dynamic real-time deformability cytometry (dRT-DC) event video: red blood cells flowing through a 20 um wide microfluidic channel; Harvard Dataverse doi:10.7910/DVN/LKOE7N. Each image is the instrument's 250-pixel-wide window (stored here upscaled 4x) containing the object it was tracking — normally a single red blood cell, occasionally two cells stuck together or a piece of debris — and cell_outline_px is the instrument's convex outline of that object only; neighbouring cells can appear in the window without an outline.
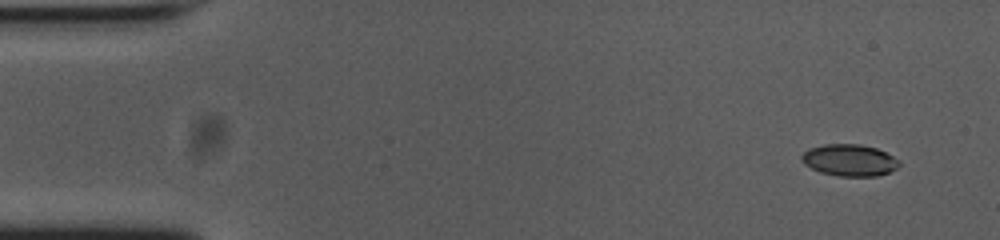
{"species": "common noctule bat (a hibernating species)", "species_latin": "Nyctalus noctula", "temperature_condition": "cold", "stored_images_in_passage": 52, "camera_frame_rate_fps": 3000, "um_per_image_px": 0.085, "animal": {"sex": "female", "body_mass_g": 23.0, "forearm_length_mm": 53.4}, "frame": {"image": 1, "passage_image": 1, "time_ms": 0.0, "image_size_px": [1000, 240], "cell_outline_px": [[900, 164], [896, 168], [888, 172], [876, 176], [840, 176], [820, 172], [804, 164], [800, 156], [808, 148], [824, 144], [860, 144], [876, 148], [900, 160]], "centroid_in_image_um": [72.18, 13.61], "position_along_channel_um": 12.8, "area_um2": 17.98}}
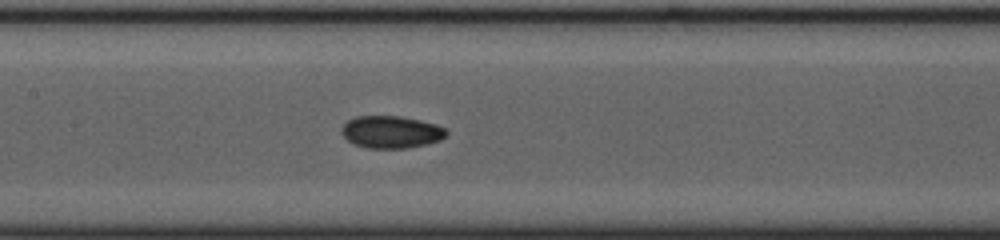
{"frame": {"image": 2, "passage_image": 23, "time_ms": 7.333, "image_size_px": [1000, 240], "cell_outline_px": [[448, 132], [440, 140], [428, 144], [404, 148], [368, 148], [356, 144], [348, 140], [340, 132], [340, 128], [348, 120], [356, 116], [400, 116], [420, 120], [436, 124], [444, 128]], "centroid_in_image_um": [33.24, 11.21], "position_along_channel_um": 174.2, "area_um2": 19.65}}
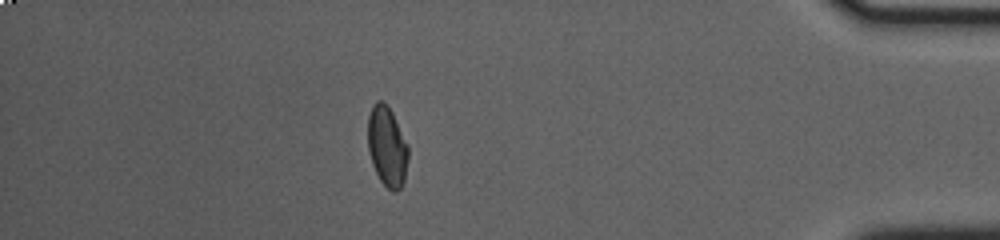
{"frame": {"image": 3, "passage_image": 45, "time_ms": 14.667, "image_size_px": [1000, 240], "cell_outline_px": [[408, 160], [404, 180], [400, 188], [396, 192], [392, 192], [380, 180], [372, 164], [368, 152], [368, 116], [372, 104], [376, 100], [380, 100], [388, 104], [408, 144]], "centroid_in_image_um": [32.9, 12.42], "position_along_channel_um": 402.3, "area_um2": 19.07}, "authors_computed_cell_mechanics": {"area_um2": 18.785, "velocity_mm_per_s": 3.7482, "shape_relaxation_time_tau1_ms": null, "shape_relaxation_time_tau2_ms": 1.8861, "deformation_change_tau1": null, "deformation_change_tau2": 0.0511}}